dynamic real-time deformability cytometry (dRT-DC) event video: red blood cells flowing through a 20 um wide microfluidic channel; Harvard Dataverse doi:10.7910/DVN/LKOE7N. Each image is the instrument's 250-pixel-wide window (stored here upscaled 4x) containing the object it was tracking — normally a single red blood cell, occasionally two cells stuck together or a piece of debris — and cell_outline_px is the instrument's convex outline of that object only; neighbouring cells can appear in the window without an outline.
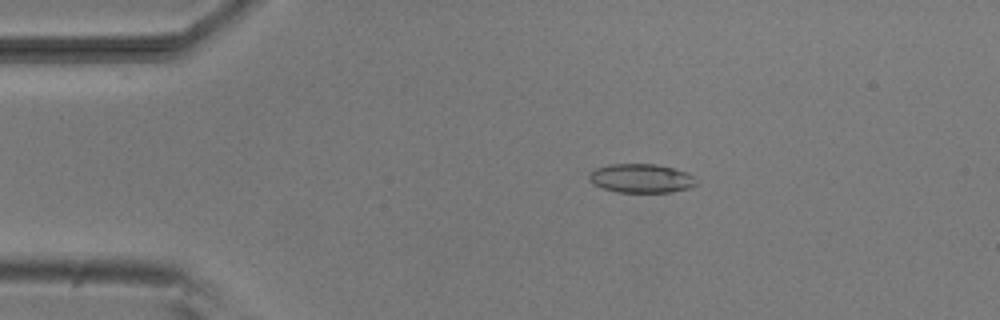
{"species": "common noctule bat (a hibernating species)", "species_latin": "Nyctalus noctula", "temperature_condition": "room temperature", "stored_images_in_passage": 53, "camera_frame_rate_fps": 3000, "um_per_image_px": 0.085, "animal": {"sex": "male", "body_mass_g": 20.5, "forearm_length_mm": 52.5}, "frame": {"image": 1, "passage_image": 10, "time_ms": 3.0, "image_size_px": [1000, 320], "cell_outline_px": [[696, 184], [688, 188], [672, 192], [616, 192], [604, 188], [588, 180], [588, 176], [596, 168], [612, 164], [656, 164], [688, 172], [692, 176]], "centroid_in_image_um": [54.5, 15.16], "position_along_channel_um": 30.5, "area_um2": 17.8}}
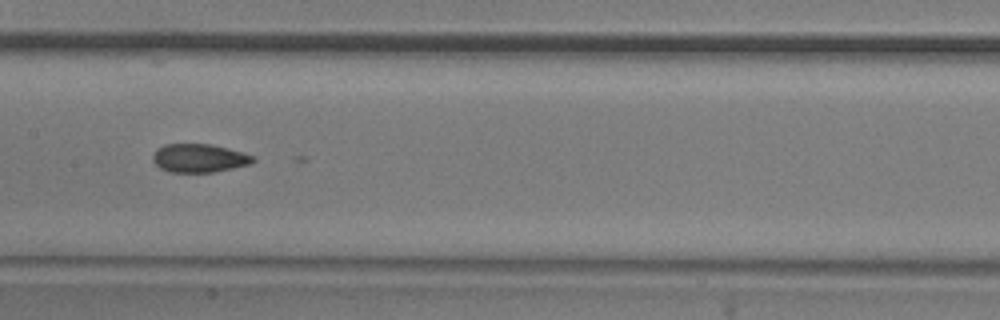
{"frame": {"image": 2, "passage_image": 26, "time_ms": 8.333, "image_size_px": [1000, 320], "cell_outline_px": [[256, 160], [248, 164], [232, 168], [212, 172], [168, 172], [160, 168], [152, 160], [152, 156], [164, 144], [208, 144], [228, 148], [256, 156]], "centroid_in_image_um": [16.94, 13.44], "position_along_channel_um": 190.5, "area_um2": 16.47}}
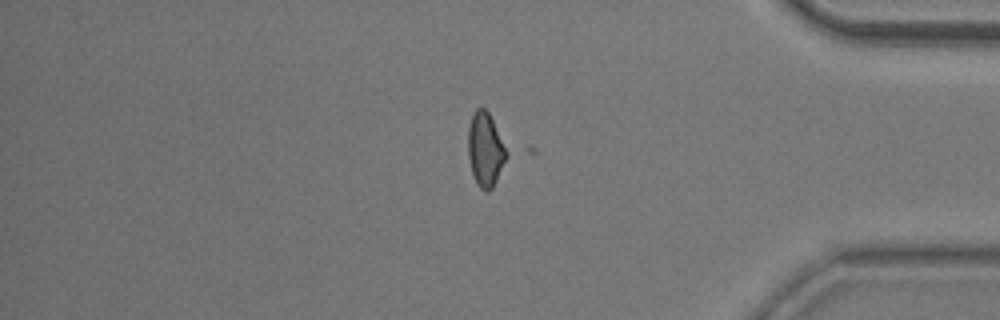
{"frame": {"image": 3, "passage_image": 44, "time_ms": 14.333, "image_size_px": [1000, 320], "cell_outline_px": [[512, 152], [492, 188], [488, 192], [480, 188], [476, 184], [472, 172], [468, 156], [468, 128], [472, 116], [476, 108], [484, 108], [488, 112]], "centroid_in_image_um": [41.32, 12.72], "position_along_channel_um": 393.9, "area_um2": 17.22}}